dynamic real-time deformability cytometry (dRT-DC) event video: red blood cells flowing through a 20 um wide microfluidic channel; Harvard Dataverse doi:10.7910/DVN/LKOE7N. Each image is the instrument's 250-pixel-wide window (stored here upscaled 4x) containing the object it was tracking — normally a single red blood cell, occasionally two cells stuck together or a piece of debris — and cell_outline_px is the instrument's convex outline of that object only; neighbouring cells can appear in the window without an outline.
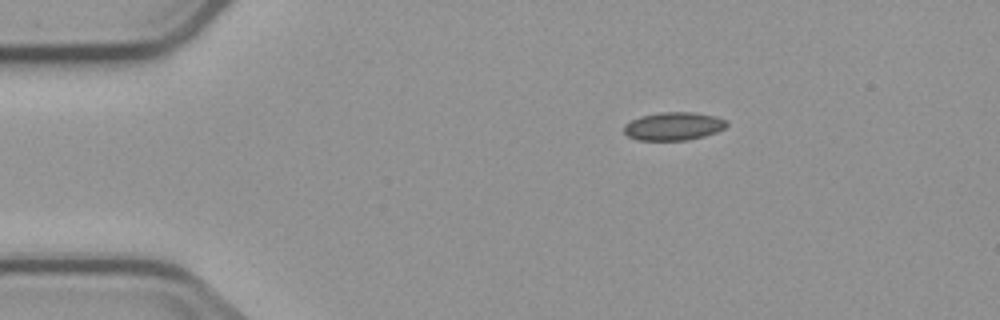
{"species": "common noctule bat (a hibernating species)", "species_latin": "Nyctalus noctula", "temperature_condition": "cold", "stored_images_in_passage": 9, "camera_frame_rate_fps": 3000, "um_per_image_px": 0.085, "animal": {"sex": "male", "body_mass_g": 23.1, "forearm_length_mm": 52.7}, "frame": {"image": 1, "passage_image": 1, "time_ms": 0.0, "image_size_px": [1000, 320], "cell_outline_px": [[728, 124], [724, 128], [716, 132], [704, 136], [688, 140], [636, 140], [628, 136], [624, 132], [624, 124], [640, 116], [660, 112], [692, 112], [716, 116], [728, 120]], "centroid_in_image_um": [57.26, 10.72], "position_along_channel_um": 27.7, "area_um2": 16.94}}
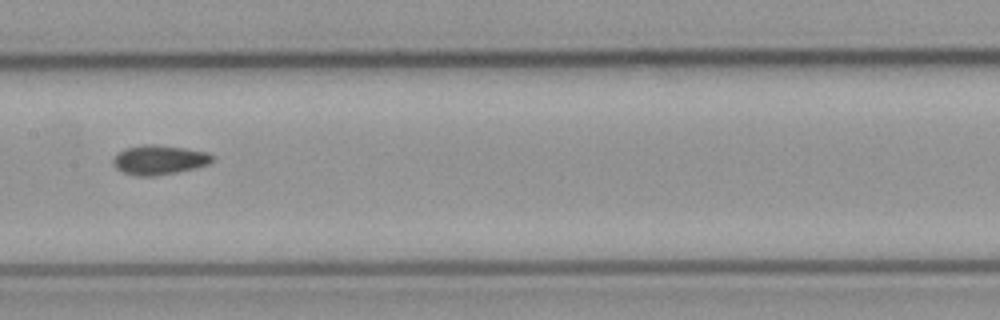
{"frame": {"image": 2, "passage_image": 6, "time_ms": 6.0, "image_size_px": [1000, 320], "cell_outline_px": [[216, 156], [208, 164], [196, 168], [156, 176], [136, 176], [124, 172], [116, 168], [112, 164], [112, 160], [124, 148], [144, 144], [156, 144], [184, 148], [208, 152]], "centroid_in_image_um": [13.54, 13.58], "position_along_channel_um": 193.9, "area_um2": 17.11}}
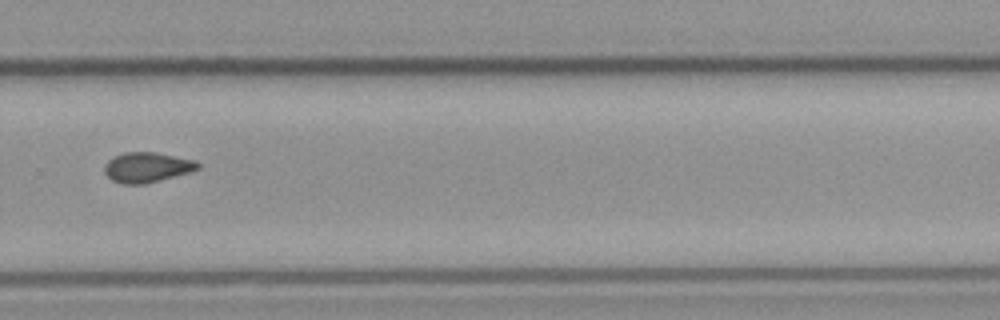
{"frame": {"image": 3, "passage_image": 9, "time_ms": 9.333, "image_size_px": [1000, 320], "cell_outline_px": [[200, 168], [192, 172], [144, 184], [124, 184], [112, 180], [104, 172], [104, 164], [108, 160], [124, 152], [156, 152], [196, 160], [200, 164]], "centroid_in_image_um": [12.53, 14.22], "position_along_channel_um": 317.3, "area_um2": 16.47}}